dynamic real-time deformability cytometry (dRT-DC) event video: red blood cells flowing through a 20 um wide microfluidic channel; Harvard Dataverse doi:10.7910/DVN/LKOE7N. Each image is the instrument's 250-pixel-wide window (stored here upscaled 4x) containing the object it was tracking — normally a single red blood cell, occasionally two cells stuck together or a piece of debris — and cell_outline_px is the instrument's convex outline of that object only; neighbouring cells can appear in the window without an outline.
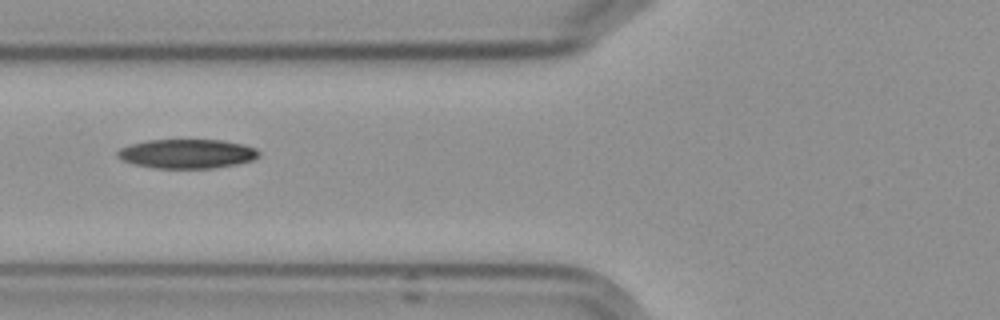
{"species": "Egyptian fruit bat (a non-hibernating species)", "species_latin": "Rousettus aegyptiacus", "temperature_condition": "cold", "stored_images_in_passage": 10, "camera_frame_rate_fps": 3000, "um_per_image_px": 0.085, "frame": {"image": 1, "passage_image": 6, "time_ms": 6.667, "image_size_px": [1000, 320], "cell_outline_px": [[260, 156], [252, 160], [236, 164], [212, 168], [152, 168], [136, 164], [124, 160], [116, 156], [116, 152], [120, 148], [132, 144], [148, 140], [224, 140], [244, 144], [256, 148], [260, 152]], "centroid_in_image_um": [15.93, 13.06], "position_along_channel_um": 109.9, "area_um2": 24.04}}
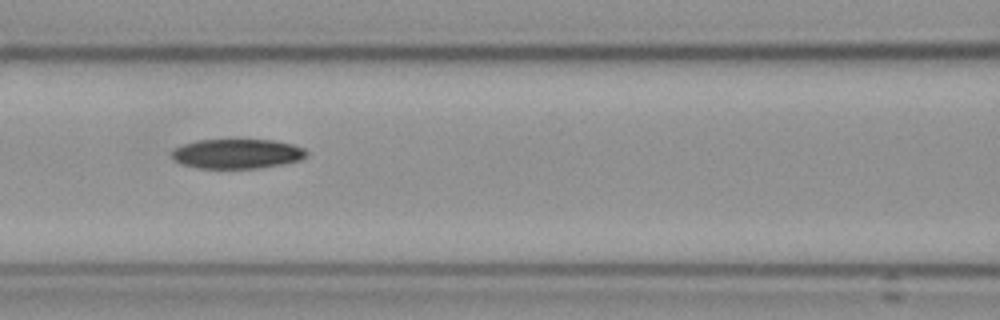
{"frame": {"image": 2, "passage_image": 7, "time_ms": 7.667, "image_size_px": [1000, 320], "cell_outline_px": [[308, 156], [300, 160], [284, 164], [260, 168], [200, 168], [184, 164], [176, 160], [172, 156], [172, 148], [196, 140], [276, 140], [292, 144], [304, 148], [308, 152]], "centroid_in_image_um": [20.21, 13.06], "position_along_channel_um": 146.4, "area_um2": 23.29}}